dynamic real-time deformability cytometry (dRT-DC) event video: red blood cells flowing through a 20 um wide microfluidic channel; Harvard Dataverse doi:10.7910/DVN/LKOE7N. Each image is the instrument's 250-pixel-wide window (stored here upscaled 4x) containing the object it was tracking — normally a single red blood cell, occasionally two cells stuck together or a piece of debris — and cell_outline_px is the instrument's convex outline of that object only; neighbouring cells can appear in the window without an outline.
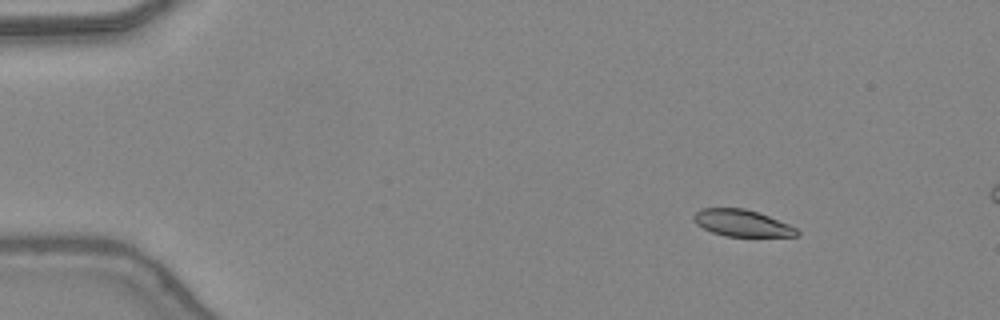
{"species": "common noctule bat (a hibernating species)", "species_latin": "Nyctalus noctula", "temperature_condition": "warm", "stored_images_in_passage": 13, "camera_frame_rate_fps": 3000, "um_per_image_px": 0.085, "animal": {"sex": "female", "body_mass_g": 24.6, "forearm_length_mm": 56.2}, "frame": {"image": 1, "passage_image": 6, "time_ms": 1.667, "image_size_px": [1000, 320], "cell_outline_px": [[800, 232], [796, 236], [724, 236], [712, 232], [696, 224], [692, 220], [692, 216], [700, 208], [744, 208], [768, 216], [788, 224], [796, 228]], "centroid_in_image_um": [63.02, 18.96], "position_along_channel_um": 22.0, "area_um2": 15.95}}